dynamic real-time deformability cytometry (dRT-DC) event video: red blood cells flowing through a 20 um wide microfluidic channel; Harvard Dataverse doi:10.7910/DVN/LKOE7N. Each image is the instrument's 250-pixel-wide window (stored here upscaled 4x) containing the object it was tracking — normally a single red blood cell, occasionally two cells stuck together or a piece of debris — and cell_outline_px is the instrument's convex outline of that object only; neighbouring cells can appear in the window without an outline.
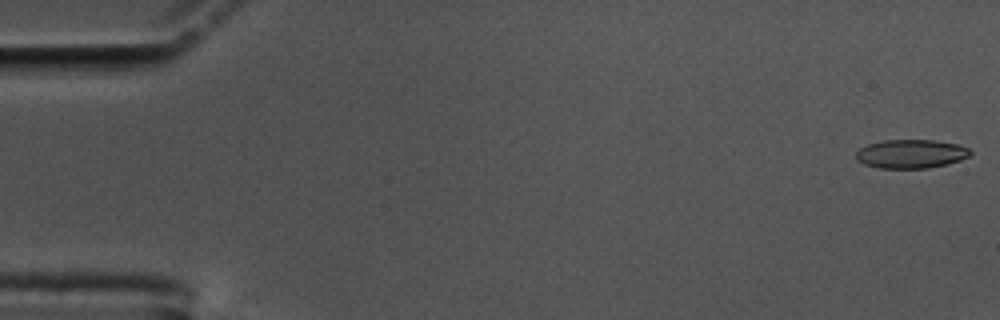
{"species": "common noctule bat (a hibernating species)", "species_latin": "Nyctalus noctula", "temperature_condition": "cold", "stored_images_in_passage": 58, "camera_frame_rate_fps": 3000, "um_per_image_px": 0.085, "animal": {"sex": "male", "body_mass_g": 17.5, "forearm_length_mm": 52.3}, "frame": {"image": 1, "passage_image": 1, "time_ms": 0.0, "image_size_px": [1000, 320], "cell_outline_px": [[972, 152], [968, 156], [960, 160], [928, 168], [880, 168], [864, 164], [856, 160], [856, 152], [860, 148], [868, 144], [884, 140], [932, 140], [956, 144], [968, 148]], "centroid_in_image_um": [77.4, 13.08], "position_along_channel_um": 7.6, "area_um2": 18.96}}
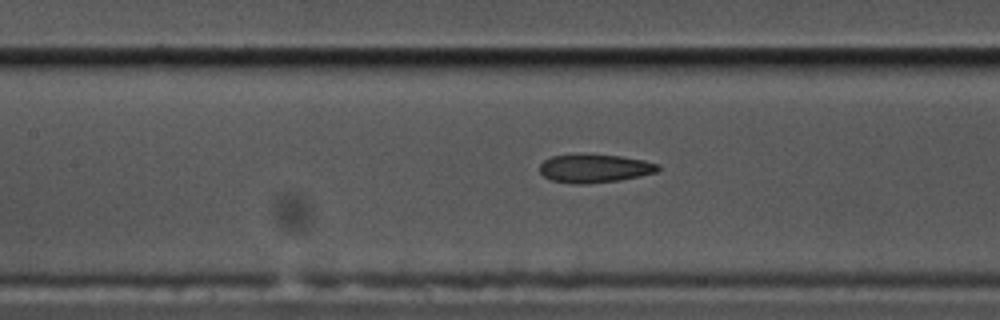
{"frame": {"image": 2, "passage_image": 26, "time_ms": 8.333, "image_size_px": [1000, 320], "cell_outline_px": [[660, 168], [656, 172], [640, 176], [620, 180], [588, 184], [576, 184], [552, 180], [544, 176], [540, 172], [540, 164], [544, 160], [552, 156], [620, 156], [644, 160], [660, 164]], "centroid_in_image_um": [50.58, 14.34], "position_along_channel_um": 156.8, "area_um2": 19.07}}
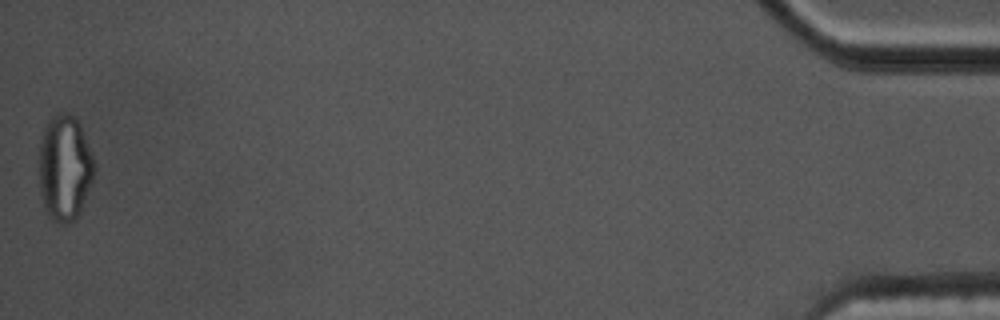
{"frame": {"image": 3, "passage_image": 58, "time_ms": 19.0, "image_size_px": [1000, 320], "cell_outline_px": [[96, 168], [92, 180], [80, 212], [72, 220], [64, 224], [60, 224], [52, 220], [44, 204], [40, 192], [40, 140], [44, 128], [48, 120], [52, 116], [64, 112], [68, 112], [80, 124], [92, 156]], "centroid_in_image_um": [5.5, 14.25], "position_along_channel_um": 429.7, "area_um2": 33.58}, "authors_computed_cell_mechanics": {"area_um2": 20.2011, "velocity_mm_per_s": 3.4559, "shape_relaxation_time_tau1_ms": 8.0407, "shape_relaxation_time_tau2_ms": 3.0778, "deformation_change_tau1": 0.2161, "deformation_change_tau2": 0.1168}}